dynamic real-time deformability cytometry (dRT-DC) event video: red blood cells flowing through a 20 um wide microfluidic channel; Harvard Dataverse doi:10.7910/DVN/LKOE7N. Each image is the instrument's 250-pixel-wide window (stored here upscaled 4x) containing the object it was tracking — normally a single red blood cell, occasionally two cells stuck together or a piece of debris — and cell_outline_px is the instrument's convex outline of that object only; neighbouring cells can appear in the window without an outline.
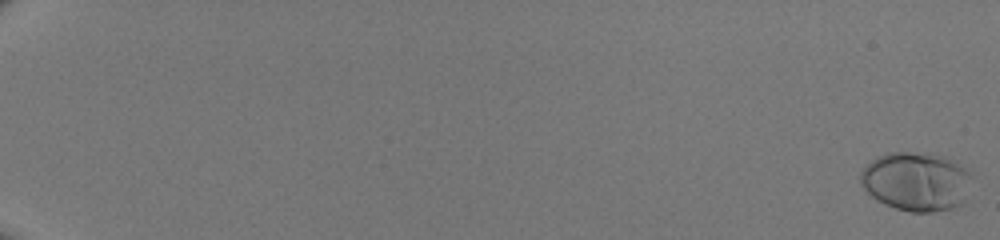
{"species": "human", "species_latin": "Homo sapiens", "temperature_condition": "room temperature", "stored_images_in_passage": 52, "camera_frame_rate_fps": 3000, "um_per_image_px": 0.085, "donor": {"sex": "male"}, "frame": {"image": 1, "passage_image": 1, "time_ms": 0.0, "image_size_px": [1000, 240], "cell_outline_px": [[972, 176], [964, 204], [952, 208], [932, 212], [912, 212], [896, 208], [884, 204], [876, 200], [860, 184], [860, 172], [872, 160], [888, 152], [908, 152], [944, 156], [956, 160]], "centroid_in_image_um": [77.9, 15.43], "position_along_channel_um": 7.1, "area_um2": 38.26}}
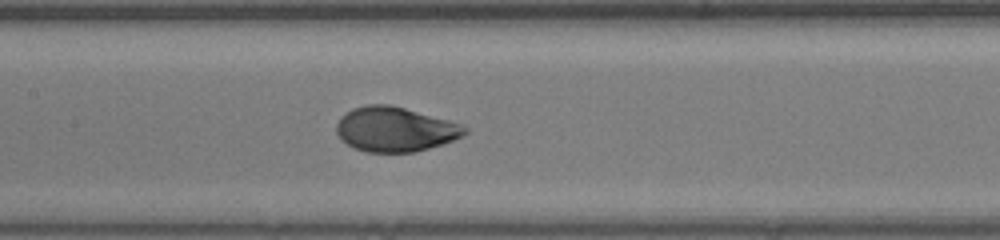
{"frame": {"image": 2, "passage_image": 30, "time_ms": 9.667, "image_size_px": [1000, 240], "cell_outline_px": [[468, 132], [464, 136], [428, 148], [412, 152], [368, 152], [356, 148], [340, 140], [336, 132], [336, 124], [340, 116], [352, 108], [368, 104], [392, 104], [464, 124], [468, 128]], "centroid_in_image_um": [33.58, 10.97], "position_along_channel_um": 173.8, "area_um2": 33.64}}
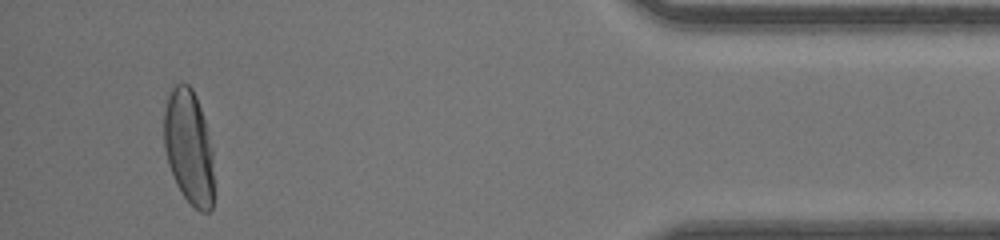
{"frame": {"image": 3, "passage_image": 50, "time_ms": 16.333, "image_size_px": [1000, 240], "cell_outline_px": [[212, 208], [208, 212], [200, 212], [184, 196], [176, 184], [168, 164], [164, 148], [164, 108], [168, 96], [172, 88], [176, 84], [188, 84], [192, 88], [196, 96], [204, 120], [212, 148]], "centroid_in_image_um": [16.03, 12.49], "position_along_channel_um": 419.2, "area_um2": 32.95}}